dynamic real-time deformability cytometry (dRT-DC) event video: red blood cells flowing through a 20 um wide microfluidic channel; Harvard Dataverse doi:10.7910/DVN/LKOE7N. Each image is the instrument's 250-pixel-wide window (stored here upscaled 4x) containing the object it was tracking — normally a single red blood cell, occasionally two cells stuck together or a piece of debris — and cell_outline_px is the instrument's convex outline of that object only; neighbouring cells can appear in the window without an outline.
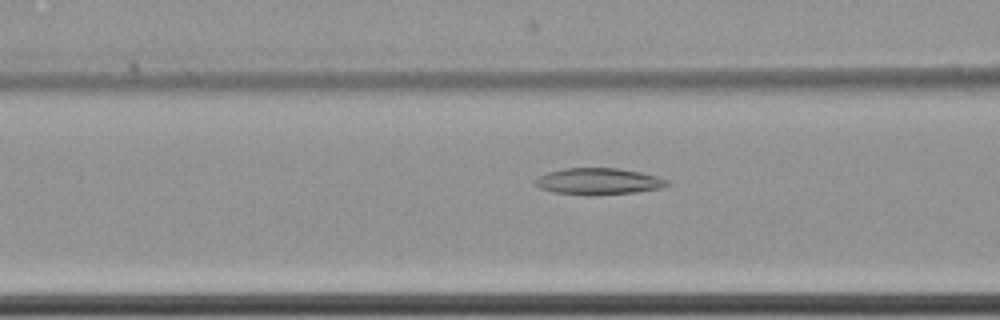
{"species": "common noctule bat (a hibernating species)", "species_latin": "Nyctalus noctula", "temperature_condition": "cold", "stored_images_in_passage": 40, "camera_frame_rate_fps": 3000, "um_per_image_px": 0.085, "animal": {"sex": "female", "body_mass_g": 22.7, "forearm_length_mm": 54.2}, "frame": {"image": 1, "passage_image": 5, "time_ms": 1.333, "image_size_px": [1000, 320], "cell_outline_px": [[672, 184], [660, 188], [636, 192], [592, 196], [584, 196], [552, 192], [540, 188], [532, 184], [540, 176], [548, 172], [564, 168], [620, 168], [640, 172], [656, 176], [668, 180]], "centroid_in_image_um": [50.86, 15.43], "position_along_channel_um": 115.7, "area_um2": 20.69}}
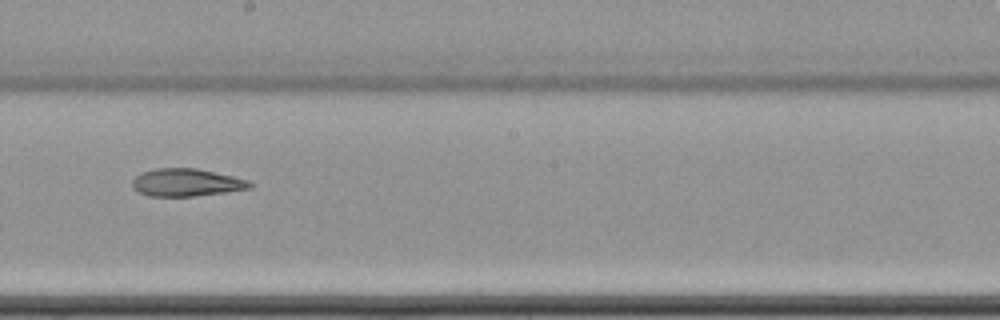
{"frame": {"image": 2, "passage_image": 15, "time_ms": 4.667, "image_size_px": [1000, 320], "cell_outline_px": [[256, 184], [252, 188], [228, 192], [192, 196], [148, 196], [136, 192], [132, 188], [132, 180], [136, 176], [144, 172], [156, 168], [196, 168], [232, 176], [248, 180]], "centroid_in_image_um": [15.86, 15.52], "position_along_channel_um": 232.3, "area_um2": 19.07}}
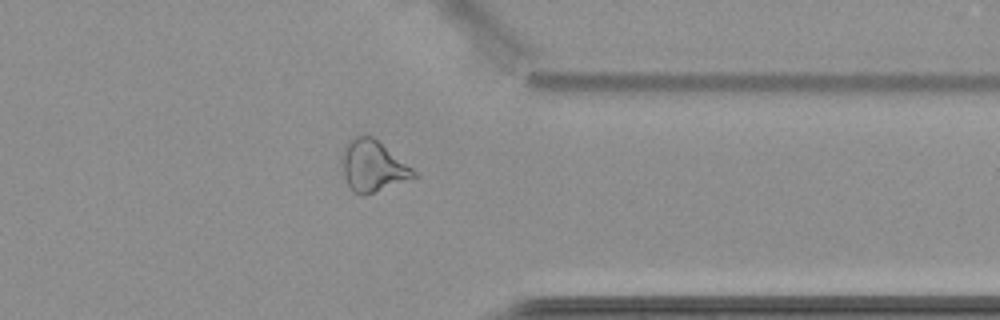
{"frame": {"image": 3, "passage_image": 28, "time_ms": 9.0, "image_size_px": [1000, 320], "cell_outline_px": [[420, 176], [372, 192], [352, 192], [344, 176], [344, 144], [352, 136], [372, 136], [412, 168]], "centroid_in_image_um": [31.71, 14.08], "position_along_channel_um": 379.7, "area_um2": 20.58}, "authors_computed_cell_mechanics": {"area_um2": 20.0566, "velocity_mm_per_s": 3.4981, "shape_relaxation_time_tau1_ms": null, "shape_relaxation_time_tau2_ms": 5.3264, "deformation_change_tau1": null, "deformation_change_tau2": 0.1457}}